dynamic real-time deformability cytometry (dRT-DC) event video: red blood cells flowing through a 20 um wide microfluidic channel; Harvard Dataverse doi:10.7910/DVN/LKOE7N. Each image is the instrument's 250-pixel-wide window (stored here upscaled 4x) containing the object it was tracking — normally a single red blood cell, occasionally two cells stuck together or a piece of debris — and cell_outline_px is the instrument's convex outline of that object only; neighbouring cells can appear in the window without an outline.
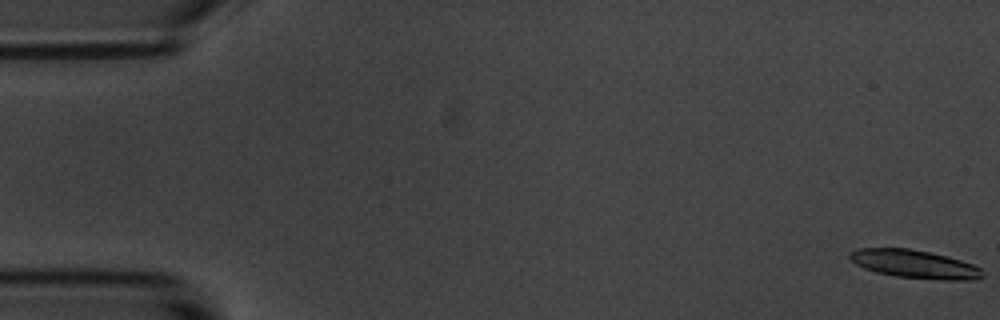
{"species": "common noctule bat (a hibernating species)", "species_latin": "Nyctalus noctula", "temperature_condition": "room temperature", "stored_images_in_passage": 5, "segment_of_instrument_passage": [2, 2], "camera_frame_rate_fps": 3000, "um_per_image_px": 0.085, "animal": {"sex": "male", "body_mass_g": 20.1, "forearm_length_mm": 53.5}, "frame": {"image": 1, "passage_image": 5, "time_ms": 4.667, "image_size_px": [1000, 320], "cell_outline_px": [[984, 276], [976, 280], [940, 280], [896, 276], [876, 272], [864, 268], [856, 264], [848, 256], [848, 252], [860, 248], [908, 248], [948, 256], [972, 264], [980, 268], [984, 272]], "centroid_in_image_um": [77.76, 22.45], "position_along_channel_um": 7.2, "area_um2": 21.91}}